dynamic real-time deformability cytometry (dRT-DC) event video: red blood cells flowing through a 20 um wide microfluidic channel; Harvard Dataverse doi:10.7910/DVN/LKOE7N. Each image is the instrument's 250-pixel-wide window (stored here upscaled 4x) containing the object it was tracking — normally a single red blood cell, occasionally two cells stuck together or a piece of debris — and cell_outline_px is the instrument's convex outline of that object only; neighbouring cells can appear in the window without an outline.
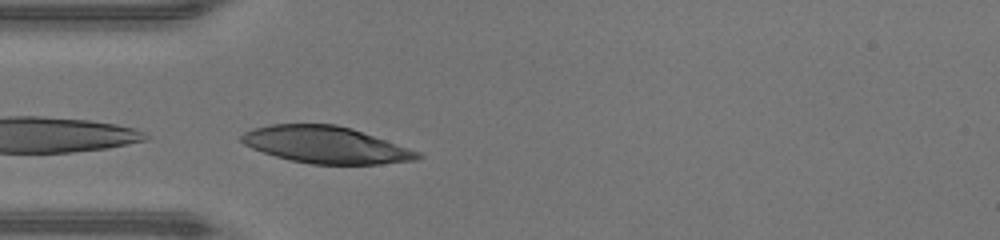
{"species": "human", "species_latin": "Homo sapiens", "temperature_condition": "warm", "stored_images_in_passage": 6, "camera_frame_rate_fps": 3000, "um_per_image_px": 0.085, "donor": {"sex": "male"}, "frame": {"image": 1, "passage_image": 6, "time_ms": 1.667, "image_size_px": [1000, 240], "cell_outline_px": [[424, 156], [416, 160], [380, 164], [312, 164], [292, 160], [276, 156], [252, 148], [244, 144], [240, 140], [240, 136], [244, 132], [252, 128], [272, 124], [336, 124], [352, 128], [420, 152]], "centroid_in_image_um": [27.7, 12.3], "position_along_channel_um": 57.3, "area_um2": 37.69}}